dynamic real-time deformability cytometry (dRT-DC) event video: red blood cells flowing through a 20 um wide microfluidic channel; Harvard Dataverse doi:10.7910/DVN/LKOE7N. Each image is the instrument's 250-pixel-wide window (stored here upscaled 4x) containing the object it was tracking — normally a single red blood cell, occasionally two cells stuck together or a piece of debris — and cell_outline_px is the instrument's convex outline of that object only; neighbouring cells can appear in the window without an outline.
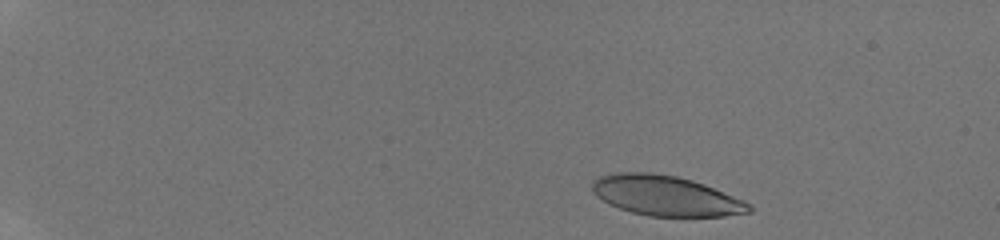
{"species": "human", "species_latin": "Homo sapiens", "temperature_condition": "room temperature", "stored_images_in_passage": 16, "camera_frame_rate_fps": 3000, "um_per_image_px": 0.085, "donor": {"sex": "male"}, "frame": {"image": 1, "passage_image": 2, "time_ms": 0.667, "image_size_px": [1000, 240], "cell_outline_px": [[752, 212], [724, 216], [648, 216], [632, 212], [608, 204], [596, 196], [592, 188], [592, 180], [600, 176], [616, 172], [652, 172], [676, 176], [692, 180], [704, 184], [744, 200], [752, 204]], "centroid_in_image_um": [56.59, 16.63], "position_along_channel_um": 28.4, "area_um2": 36.76}}
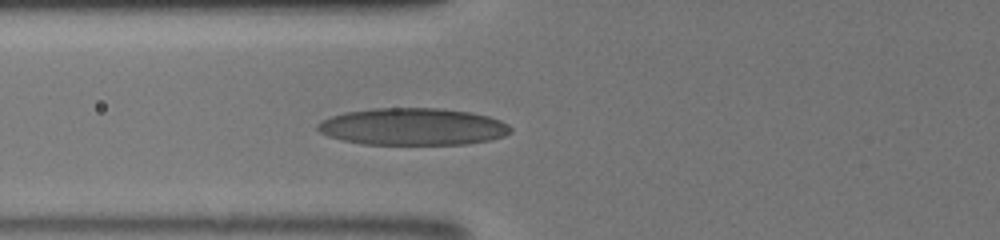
{"frame": {"image": 2, "passage_image": 12, "time_ms": 5.333, "image_size_px": [1000, 240], "cell_outline_px": [[512, 132], [504, 136], [488, 140], [468, 144], [364, 144], [340, 140], [328, 136], [320, 132], [316, 128], [316, 124], [320, 120], [344, 112], [372, 108], [440, 108], [472, 112], [488, 116], [500, 120], [508, 124], [512, 128]], "centroid_in_image_um": [35.08, 10.76], "position_along_channel_um": 90.7, "area_um2": 42.02}}
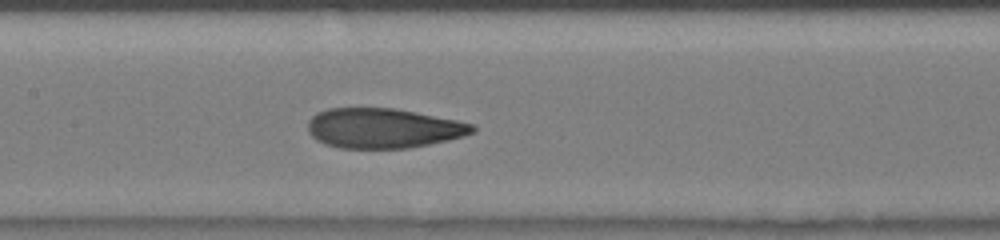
{"frame": {"image": 3, "passage_image": 16, "time_ms": 7.333, "image_size_px": [1000, 240], "cell_outline_px": [[476, 132], [464, 136], [448, 140], [408, 148], [340, 148], [324, 144], [316, 140], [308, 132], [308, 120], [316, 112], [328, 108], [396, 108], [476, 124]], "centroid_in_image_um": [32.57, 10.89], "position_along_channel_um": 174.8, "area_um2": 38.49}}